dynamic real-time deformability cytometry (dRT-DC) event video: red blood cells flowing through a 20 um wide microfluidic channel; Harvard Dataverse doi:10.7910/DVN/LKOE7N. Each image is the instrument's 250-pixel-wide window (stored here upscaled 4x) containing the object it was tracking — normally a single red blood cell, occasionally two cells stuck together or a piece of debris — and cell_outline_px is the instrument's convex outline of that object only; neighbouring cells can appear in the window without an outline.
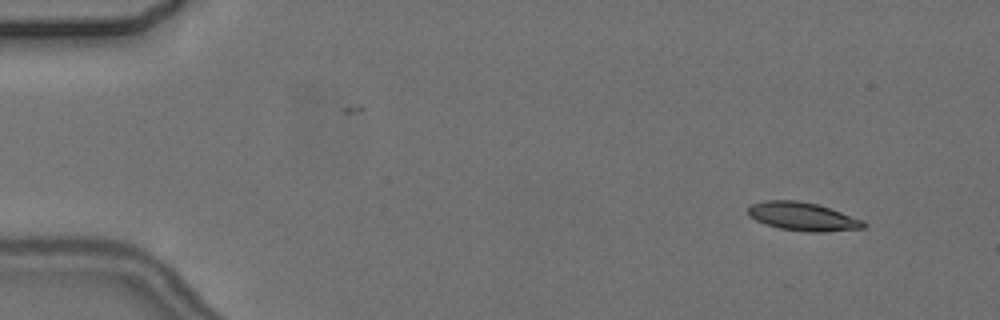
{"species": "common noctule bat (a hibernating species)", "species_latin": "Nyctalus noctula", "temperature_condition": "cold", "stored_images_in_passage": 5, "camera_frame_rate_fps": 3000, "um_per_image_px": 0.085, "animal": {"sex": "female", "body_mass_g": 24.6, "forearm_length_mm": 56.2}, "frame": {"image": 1, "passage_image": 2, "time_ms": 1.0, "image_size_px": [1000, 320], "cell_outline_px": [[868, 224], [864, 228], [824, 232], [808, 232], [780, 228], [756, 220], [748, 216], [748, 208], [752, 204], [764, 200], [796, 200], [816, 204], [864, 220]], "centroid_in_image_um": [68.24, 18.4], "position_along_channel_um": 16.8, "area_um2": 18.96}}